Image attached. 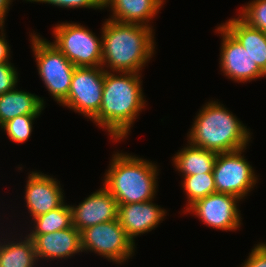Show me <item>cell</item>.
<instances>
[{
  "label": "cell",
  "mask_w": 266,
  "mask_h": 267,
  "mask_svg": "<svg viewBox=\"0 0 266 267\" xmlns=\"http://www.w3.org/2000/svg\"><path fill=\"white\" fill-rule=\"evenodd\" d=\"M238 201L237 196L216 192L195 201L186 210L195 213L208 226L222 231L236 230L241 224Z\"/></svg>",
  "instance_id": "cell-10"
},
{
  "label": "cell",
  "mask_w": 266,
  "mask_h": 267,
  "mask_svg": "<svg viewBox=\"0 0 266 267\" xmlns=\"http://www.w3.org/2000/svg\"><path fill=\"white\" fill-rule=\"evenodd\" d=\"M218 153L189 143L173 158L174 165L183 176L212 173Z\"/></svg>",
  "instance_id": "cell-19"
},
{
  "label": "cell",
  "mask_w": 266,
  "mask_h": 267,
  "mask_svg": "<svg viewBox=\"0 0 266 267\" xmlns=\"http://www.w3.org/2000/svg\"><path fill=\"white\" fill-rule=\"evenodd\" d=\"M30 2H45L62 8H97L103 9V0H27Z\"/></svg>",
  "instance_id": "cell-26"
},
{
  "label": "cell",
  "mask_w": 266,
  "mask_h": 267,
  "mask_svg": "<svg viewBox=\"0 0 266 267\" xmlns=\"http://www.w3.org/2000/svg\"><path fill=\"white\" fill-rule=\"evenodd\" d=\"M189 132V143L216 153L244 149L250 132L218 102H208L196 116Z\"/></svg>",
  "instance_id": "cell-3"
},
{
  "label": "cell",
  "mask_w": 266,
  "mask_h": 267,
  "mask_svg": "<svg viewBox=\"0 0 266 267\" xmlns=\"http://www.w3.org/2000/svg\"><path fill=\"white\" fill-rule=\"evenodd\" d=\"M34 229L28 235H41L72 227V212L70 205L64 203L45 214L33 218Z\"/></svg>",
  "instance_id": "cell-21"
},
{
  "label": "cell",
  "mask_w": 266,
  "mask_h": 267,
  "mask_svg": "<svg viewBox=\"0 0 266 267\" xmlns=\"http://www.w3.org/2000/svg\"><path fill=\"white\" fill-rule=\"evenodd\" d=\"M32 239L36 258H65L82 252L80 231L74 226L41 235H28Z\"/></svg>",
  "instance_id": "cell-15"
},
{
  "label": "cell",
  "mask_w": 266,
  "mask_h": 267,
  "mask_svg": "<svg viewBox=\"0 0 266 267\" xmlns=\"http://www.w3.org/2000/svg\"><path fill=\"white\" fill-rule=\"evenodd\" d=\"M182 186L188 196V207L195 201L216 193L213 173L184 176Z\"/></svg>",
  "instance_id": "cell-22"
},
{
  "label": "cell",
  "mask_w": 266,
  "mask_h": 267,
  "mask_svg": "<svg viewBox=\"0 0 266 267\" xmlns=\"http://www.w3.org/2000/svg\"><path fill=\"white\" fill-rule=\"evenodd\" d=\"M102 28V68L114 72L140 73L154 54L152 28L139 24L121 23L109 18Z\"/></svg>",
  "instance_id": "cell-2"
},
{
  "label": "cell",
  "mask_w": 266,
  "mask_h": 267,
  "mask_svg": "<svg viewBox=\"0 0 266 267\" xmlns=\"http://www.w3.org/2000/svg\"><path fill=\"white\" fill-rule=\"evenodd\" d=\"M0 29L2 33L0 36V63H8L10 49L7 42L5 41V35L2 32L4 31L3 25H0Z\"/></svg>",
  "instance_id": "cell-28"
},
{
  "label": "cell",
  "mask_w": 266,
  "mask_h": 267,
  "mask_svg": "<svg viewBox=\"0 0 266 267\" xmlns=\"http://www.w3.org/2000/svg\"><path fill=\"white\" fill-rule=\"evenodd\" d=\"M54 44L75 67H99L102 41L90 30L74 23H61L53 31Z\"/></svg>",
  "instance_id": "cell-6"
},
{
  "label": "cell",
  "mask_w": 266,
  "mask_h": 267,
  "mask_svg": "<svg viewBox=\"0 0 266 267\" xmlns=\"http://www.w3.org/2000/svg\"><path fill=\"white\" fill-rule=\"evenodd\" d=\"M5 244V245H4ZM0 243V267H35L37 261L32 239L24 241Z\"/></svg>",
  "instance_id": "cell-20"
},
{
  "label": "cell",
  "mask_w": 266,
  "mask_h": 267,
  "mask_svg": "<svg viewBox=\"0 0 266 267\" xmlns=\"http://www.w3.org/2000/svg\"><path fill=\"white\" fill-rule=\"evenodd\" d=\"M121 73L118 76L105 70L101 107L92 119L107 129L114 140L126 137L146 104L139 73Z\"/></svg>",
  "instance_id": "cell-1"
},
{
  "label": "cell",
  "mask_w": 266,
  "mask_h": 267,
  "mask_svg": "<svg viewBox=\"0 0 266 267\" xmlns=\"http://www.w3.org/2000/svg\"><path fill=\"white\" fill-rule=\"evenodd\" d=\"M251 55L258 67L266 70V33L253 28L240 17L222 25Z\"/></svg>",
  "instance_id": "cell-17"
},
{
  "label": "cell",
  "mask_w": 266,
  "mask_h": 267,
  "mask_svg": "<svg viewBox=\"0 0 266 267\" xmlns=\"http://www.w3.org/2000/svg\"><path fill=\"white\" fill-rule=\"evenodd\" d=\"M31 36L39 75L53 98L61 103L69 93L75 66L54 44L38 35Z\"/></svg>",
  "instance_id": "cell-5"
},
{
  "label": "cell",
  "mask_w": 266,
  "mask_h": 267,
  "mask_svg": "<svg viewBox=\"0 0 266 267\" xmlns=\"http://www.w3.org/2000/svg\"><path fill=\"white\" fill-rule=\"evenodd\" d=\"M44 100L25 91L11 90L0 95V126L21 115H40Z\"/></svg>",
  "instance_id": "cell-18"
},
{
  "label": "cell",
  "mask_w": 266,
  "mask_h": 267,
  "mask_svg": "<svg viewBox=\"0 0 266 267\" xmlns=\"http://www.w3.org/2000/svg\"><path fill=\"white\" fill-rule=\"evenodd\" d=\"M80 238L82 252L94 251L118 263L127 260L135 248L118 219L88 227L80 232Z\"/></svg>",
  "instance_id": "cell-7"
},
{
  "label": "cell",
  "mask_w": 266,
  "mask_h": 267,
  "mask_svg": "<svg viewBox=\"0 0 266 267\" xmlns=\"http://www.w3.org/2000/svg\"><path fill=\"white\" fill-rule=\"evenodd\" d=\"M72 225L82 231L99 223L117 219L118 204L112 194L103 187L85 198L78 206H70Z\"/></svg>",
  "instance_id": "cell-12"
},
{
  "label": "cell",
  "mask_w": 266,
  "mask_h": 267,
  "mask_svg": "<svg viewBox=\"0 0 266 267\" xmlns=\"http://www.w3.org/2000/svg\"><path fill=\"white\" fill-rule=\"evenodd\" d=\"M104 187L118 205L147 202L154 198L157 167L152 162L132 155L114 154Z\"/></svg>",
  "instance_id": "cell-4"
},
{
  "label": "cell",
  "mask_w": 266,
  "mask_h": 267,
  "mask_svg": "<svg viewBox=\"0 0 266 267\" xmlns=\"http://www.w3.org/2000/svg\"><path fill=\"white\" fill-rule=\"evenodd\" d=\"M241 9L239 16L244 22L266 33V0H253Z\"/></svg>",
  "instance_id": "cell-24"
},
{
  "label": "cell",
  "mask_w": 266,
  "mask_h": 267,
  "mask_svg": "<svg viewBox=\"0 0 266 267\" xmlns=\"http://www.w3.org/2000/svg\"><path fill=\"white\" fill-rule=\"evenodd\" d=\"M54 178L44 173L32 172L28 176L25 199L33 218L60 207L64 202L63 192Z\"/></svg>",
  "instance_id": "cell-13"
},
{
  "label": "cell",
  "mask_w": 266,
  "mask_h": 267,
  "mask_svg": "<svg viewBox=\"0 0 266 267\" xmlns=\"http://www.w3.org/2000/svg\"><path fill=\"white\" fill-rule=\"evenodd\" d=\"M39 115H21L8 120L0 127L6 130L7 135L13 142L23 143L31 135L32 121Z\"/></svg>",
  "instance_id": "cell-23"
},
{
  "label": "cell",
  "mask_w": 266,
  "mask_h": 267,
  "mask_svg": "<svg viewBox=\"0 0 266 267\" xmlns=\"http://www.w3.org/2000/svg\"><path fill=\"white\" fill-rule=\"evenodd\" d=\"M164 0H103L104 7L112 8L111 20L121 23L146 24L161 8ZM146 21V22H145Z\"/></svg>",
  "instance_id": "cell-16"
},
{
  "label": "cell",
  "mask_w": 266,
  "mask_h": 267,
  "mask_svg": "<svg viewBox=\"0 0 266 267\" xmlns=\"http://www.w3.org/2000/svg\"><path fill=\"white\" fill-rule=\"evenodd\" d=\"M105 70L99 67H75L67 97L60 103L91 120L99 113Z\"/></svg>",
  "instance_id": "cell-8"
},
{
  "label": "cell",
  "mask_w": 266,
  "mask_h": 267,
  "mask_svg": "<svg viewBox=\"0 0 266 267\" xmlns=\"http://www.w3.org/2000/svg\"><path fill=\"white\" fill-rule=\"evenodd\" d=\"M242 267H266V243L257 244Z\"/></svg>",
  "instance_id": "cell-27"
},
{
  "label": "cell",
  "mask_w": 266,
  "mask_h": 267,
  "mask_svg": "<svg viewBox=\"0 0 266 267\" xmlns=\"http://www.w3.org/2000/svg\"><path fill=\"white\" fill-rule=\"evenodd\" d=\"M223 37L220 66L226 76L235 81H252L264 77L248 51L222 26L217 28Z\"/></svg>",
  "instance_id": "cell-11"
},
{
  "label": "cell",
  "mask_w": 266,
  "mask_h": 267,
  "mask_svg": "<svg viewBox=\"0 0 266 267\" xmlns=\"http://www.w3.org/2000/svg\"><path fill=\"white\" fill-rule=\"evenodd\" d=\"M11 0H0V25L4 26V19L9 9Z\"/></svg>",
  "instance_id": "cell-29"
},
{
  "label": "cell",
  "mask_w": 266,
  "mask_h": 267,
  "mask_svg": "<svg viewBox=\"0 0 266 267\" xmlns=\"http://www.w3.org/2000/svg\"><path fill=\"white\" fill-rule=\"evenodd\" d=\"M151 201L118 205V222L133 243L134 237L154 229L165 216L164 209Z\"/></svg>",
  "instance_id": "cell-14"
},
{
  "label": "cell",
  "mask_w": 266,
  "mask_h": 267,
  "mask_svg": "<svg viewBox=\"0 0 266 267\" xmlns=\"http://www.w3.org/2000/svg\"><path fill=\"white\" fill-rule=\"evenodd\" d=\"M17 72L11 63H0V95L15 88Z\"/></svg>",
  "instance_id": "cell-25"
},
{
  "label": "cell",
  "mask_w": 266,
  "mask_h": 267,
  "mask_svg": "<svg viewBox=\"0 0 266 267\" xmlns=\"http://www.w3.org/2000/svg\"><path fill=\"white\" fill-rule=\"evenodd\" d=\"M237 150L218 153L213 167V176L217 193H227L243 199L256 184L257 178L252 166Z\"/></svg>",
  "instance_id": "cell-9"
}]
</instances>
